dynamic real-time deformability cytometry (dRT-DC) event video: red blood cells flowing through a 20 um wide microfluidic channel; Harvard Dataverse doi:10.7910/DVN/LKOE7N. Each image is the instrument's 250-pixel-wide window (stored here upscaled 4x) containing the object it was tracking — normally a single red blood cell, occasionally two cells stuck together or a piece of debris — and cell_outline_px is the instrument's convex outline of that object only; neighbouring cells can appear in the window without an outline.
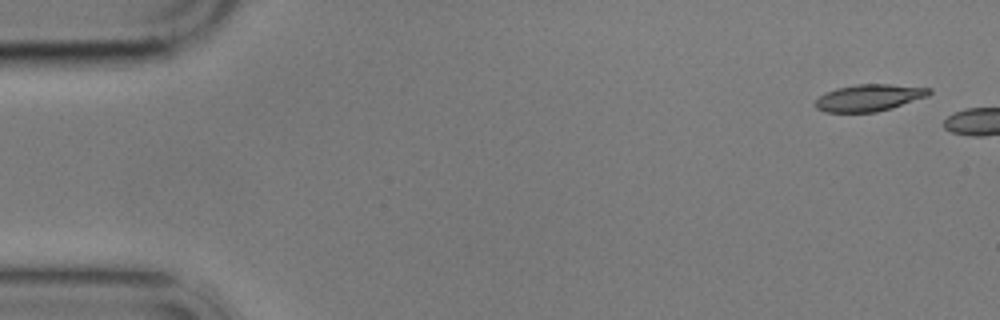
{"species": "common noctule bat (a hibernating species)", "species_latin": "Nyctalus noctula", "temperature_condition": "cold", "stored_images_in_passage": 2, "camera_frame_rate_fps": 3000, "um_per_image_px": 0.085, "animal": {"sex": "male", "body_mass_g": 17.9}, "frame": {"image": 1, "passage_image": 1, "time_ms": 0.0, "image_size_px": [1000, 320], "cell_outline_px": [[932, 92], [928, 96], [892, 108], [876, 112], [824, 112], [816, 108], [816, 100], [824, 92], [836, 88], [856, 84], [888, 84], [932, 88]], "centroid_in_image_um": [73.88, 8.3], "position_along_channel_um": 11.1, "area_um2": 17.86}}